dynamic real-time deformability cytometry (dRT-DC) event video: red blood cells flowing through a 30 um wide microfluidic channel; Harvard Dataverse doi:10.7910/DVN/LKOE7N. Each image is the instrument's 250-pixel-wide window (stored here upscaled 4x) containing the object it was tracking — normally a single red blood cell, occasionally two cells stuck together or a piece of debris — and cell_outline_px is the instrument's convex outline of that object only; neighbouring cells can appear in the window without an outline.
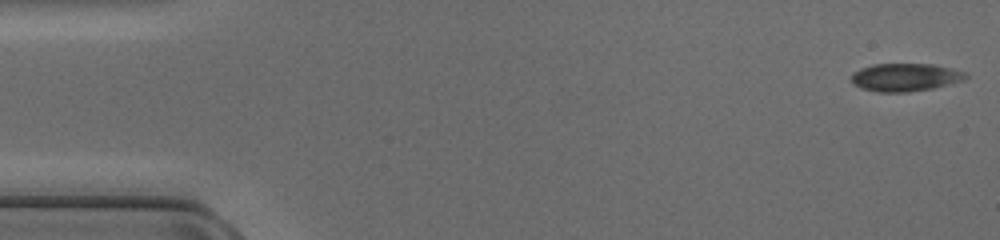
{"species": "common noctule bat (a hibernating species)", "species_latin": "Nyctalus noctula", "temperature_condition": "cold", "stored_images_in_passage": 48, "camera_frame_rate_fps": 3000, "um_per_image_px": 0.085, "animal": {"sex": "female", "body_mass_g": 17.0, "forearm_length_mm": 48.0}, "frame": {"image": 1, "passage_image": 1, "time_ms": 0.0, "image_size_px": [1000, 240], "cell_outline_px": [[968, 76], [964, 80], [932, 88], [908, 92], [876, 92], [860, 88], [852, 84], [852, 72], [860, 68], [872, 64], [932, 64], [964, 72]], "centroid_in_image_um": [76.88, 6.57], "position_along_channel_um": 8.1, "area_um2": 18.55}}
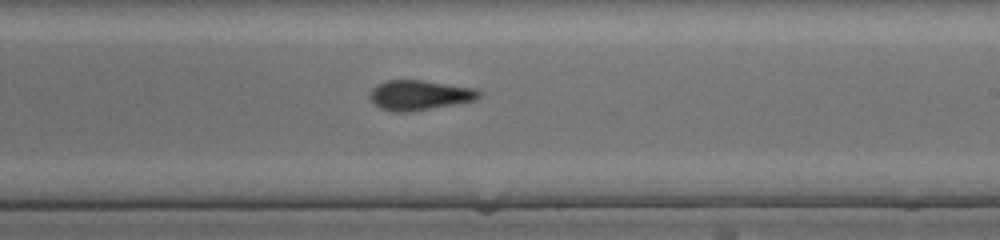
{"frame": {"image": 2, "passage_image": 28, "time_ms": 9.0, "image_size_px": [1000, 240], "cell_outline_px": [[484, 92], [476, 100], [408, 112], [396, 112], [380, 108], [368, 96], [368, 92], [376, 84], [384, 80], [420, 80], [476, 88]], "centroid_in_image_um": [35.65, 8.07], "position_along_channel_um": 253.4, "area_um2": 19.07}}
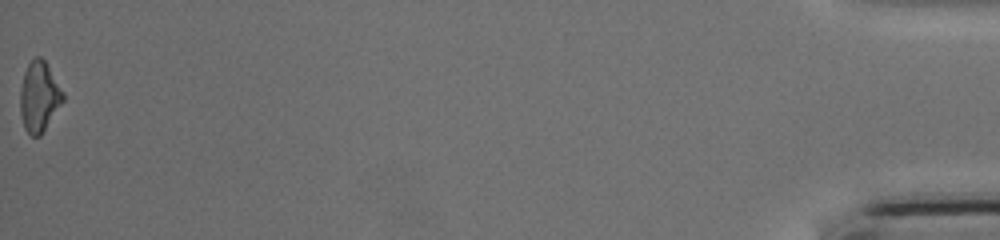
{"frame": {"image": 3, "passage_image": 48, "time_ms": 15.667, "image_size_px": [1000, 240], "cell_outline_px": [[64, 100], [40, 136], [32, 136], [24, 128], [20, 112], [20, 88], [24, 72], [28, 64], [36, 56], [40, 56], [44, 60], [64, 92]], "centroid_in_image_um": [3.32, 8.22], "position_along_channel_um": 431.9, "area_um2": 17.4}}